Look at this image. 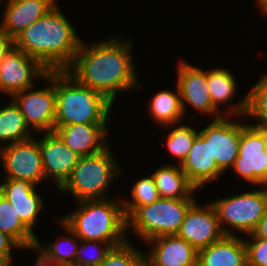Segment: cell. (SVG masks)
Instances as JSON below:
<instances>
[{"label":"cell","instance_id":"cell-4","mask_svg":"<svg viewBox=\"0 0 267 266\" xmlns=\"http://www.w3.org/2000/svg\"><path fill=\"white\" fill-rule=\"evenodd\" d=\"M113 104L101 93L80 84L66 70L56 71L55 126L107 123Z\"/></svg>","mask_w":267,"mask_h":266},{"label":"cell","instance_id":"cell-25","mask_svg":"<svg viewBox=\"0 0 267 266\" xmlns=\"http://www.w3.org/2000/svg\"><path fill=\"white\" fill-rule=\"evenodd\" d=\"M176 91L161 90L150 100V115L164 127L178 124L184 115L178 85Z\"/></svg>","mask_w":267,"mask_h":266},{"label":"cell","instance_id":"cell-1","mask_svg":"<svg viewBox=\"0 0 267 266\" xmlns=\"http://www.w3.org/2000/svg\"><path fill=\"white\" fill-rule=\"evenodd\" d=\"M131 47V40L124 43L115 36L90 45L81 41L74 61L66 71L80 84L101 93L113 103L119 91L139 88Z\"/></svg>","mask_w":267,"mask_h":266},{"label":"cell","instance_id":"cell-28","mask_svg":"<svg viewBox=\"0 0 267 266\" xmlns=\"http://www.w3.org/2000/svg\"><path fill=\"white\" fill-rule=\"evenodd\" d=\"M207 81L213 106L219 111V106L224 102L226 104L235 95L236 80L229 70L215 68L207 71Z\"/></svg>","mask_w":267,"mask_h":266},{"label":"cell","instance_id":"cell-27","mask_svg":"<svg viewBox=\"0 0 267 266\" xmlns=\"http://www.w3.org/2000/svg\"><path fill=\"white\" fill-rule=\"evenodd\" d=\"M30 127L27 125L18 106L11 100L10 105L0 107V141L11 143L21 142L32 138Z\"/></svg>","mask_w":267,"mask_h":266},{"label":"cell","instance_id":"cell-24","mask_svg":"<svg viewBox=\"0 0 267 266\" xmlns=\"http://www.w3.org/2000/svg\"><path fill=\"white\" fill-rule=\"evenodd\" d=\"M0 231L13 238L24 249L35 247L37 239L20 219L14 206L0 193Z\"/></svg>","mask_w":267,"mask_h":266},{"label":"cell","instance_id":"cell-7","mask_svg":"<svg viewBox=\"0 0 267 266\" xmlns=\"http://www.w3.org/2000/svg\"><path fill=\"white\" fill-rule=\"evenodd\" d=\"M211 204L216 210L219 225L224 235H234L230 228L227 229L226 224L230 225L232 229L248 235L254 231L265 213L267 186H262L260 190L249 191L230 198L214 200Z\"/></svg>","mask_w":267,"mask_h":266},{"label":"cell","instance_id":"cell-6","mask_svg":"<svg viewBox=\"0 0 267 266\" xmlns=\"http://www.w3.org/2000/svg\"><path fill=\"white\" fill-rule=\"evenodd\" d=\"M194 203L195 198H159L138 207L127 217V232L132 229L144 242L160 236L177 235Z\"/></svg>","mask_w":267,"mask_h":266},{"label":"cell","instance_id":"cell-31","mask_svg":"<svg viewBox=\"0 0 267 266\" xmlns=\"http://www.w3.org/2000/svg\"><path fill=\"white\" fill-rule=\"evenodd\" d=\"M145 254L138 252L127 240L112 247L98 266H146Z\"/></svg>","mask_w":267,"mask_h":266},{"label":"cell","instance_id":"cell-40","mask_svg":"<svg viewBox=\"0 0 267 266\" xmlns=\"http://www.w3.org/2000/svg\"><path fill=\"white\" fill-rule=\"evenodd\" d=\"M264 151L267 154V130L265 129V146H264Z\"/></svg>","mask_w":267,"mask_h":266},{"label":"cell","instance_id":"cell-39","mask_svg":"<svg viewBox=\"0 0 267 266\" xmlns=\"http://www.w3.org/2000/svg\"><path fill=\"white\" fill-rule=\"evenodd\" d=\"M0 266H10V264L5 259H0Z\"/></svg>","mask_w":267,"mask_h":266},{"label":"cell","instance_id":"cell-10","mask_svg":"<svg viewBox=\"0 0 267 266\" xmlns=\"http://www.w3.org/2000/svg\"><path fill=\"white\" fill-rule=\"evenodd\" d=\"M5 178L28 180L35 186L45 180L38 140L30 138L0 147Z\"/></svg>","mask_w":267,"mask_h":266},{"label":"cell","instance_id":"cell-32","mask_svg":"<svg viewBox=\"0 0 267 266\" xmlns=\"http://www.w3.org/2000/svg\"><path fill=\"white\" fill-rule=\"evenodd\" d=\"M81 242L82 243L79 244L81 245V247L78 246L77 255L75 258V266H98L105 259L107 253L113 247L110 243L101 241L81 240ZM90 245L91 247L94 246L93 248H95L96 253L92 251V254H90V256L88 255V257H83L84 255L89 254L87 250L90 248ZM101 245H103V247L100 248Z\"/></svg>","mask_w":267,"mask_h":266},{"label":"cell","instance_id":"cell-18","mask_svg":"<svg viewBox=\"0 0 267 266\" xmlns=\"http://www.w3.org/2000/svg\"><path fill=\"white\" fill-rule=\"evenodd\" d=\"M5 179L0 184V193L14 206L21 221L32 231L44 205L35 191L36 186L28 180Z\"/></svg>","mask_w":267,"mask_h":266},{"label":"cell","instance_id":"cell-2","mask_svg":"<svg viewBox=\"0 0 267 266\" xmlns=\"http://www.w3.org/2000/svg\"><path fill=\"white\" fill-rule=\"evenodd\" d=\"M70 23L56 4L14 38L15 48L48 71L67 70L82 41Z\"/></svg>","mask_w":267,"mask_h":266},{"label":"cell","instance_id":"cell-5","mask_svg":"<svg viewBox=\"0 0 267 266\" xmlns=\"http://www.w3.org/2000/svg\"><path fill=\"white\" fill-rule=\"evenodd\" d=\"M120 171L107 147L102 152L81 156L69 178L58 190L70 192L76 201L106 199V190Z\"/></svg>","mask_w":267,"mask_h":266},{"label":"cell","instance_id":"cell-30","mask_svg":"<svg viewBox=\"0 0 267 266\" xmlns=\"http://www.w3.org/2000/svg\"><path fill=\"white\" fill-rule=\"evenodd\" d=\"M199 134V130H195L190 125H180L177 128L170 131L167 136L166 147L168 151L175 157L178 158L179 164L187 158L189 150L196 137Z\"/></svg>","mask_w":267,"mask_h":266},{"label":"cell","instance_id":"cell-8","mask_svg":"<svg viewBox=\"0 0 267 266\" xmlns=\"http://www.w3.org/2000/svg\"><path fill=\"white\" fill-rule=\"evenodd\" d=\"M43 79L51 83L49 87L35 91L30 87L11 96L27 125L39 133L54 132L56 116V71H49Z\"/></svg>","mask_w":267,"mask_h":266},{"label":"cell","instance_id":"cell-26","mask_svg":"<svg viewBox=\"0 0 267 266\" xmlns=\"http://www.w3.org/2000/svg\"><path fill=\"white\" fill-rule=\"evenodd\" d=\"M58 221L71 237L67 235L61 236L60 238H62V240L59 239L54 243H50L47 247L42 246L39 240H37L35 247H33L32 250L41 252L47 259L51 260L57 266H75V258L79 246L78 243H81V240L60 219ZM66 242H70L71 244L68 243V245H66ZM66 246H69V248L66 249Z\"/></svg>","mask_w":267,"mask_h":266},{"label":"cell","instance_id":"cell-33","mask_svg":"<svg viewBox=\"0 0 267 266\" xmlns=\"http://www.w3.org/2000/svg\"><path fill=\"white\" fill-rule=\"evenodd\" d=\"M252 240H244L248 266H267V239L248 234Z\"/></svg>","mask_w":267,"mask_h":266},{"label":"cell","instance_id":"cell-9","mask_svg":"<svg viewBox=\"0 0 267 266\" xmlns=\"http://www.w3.org/2000/svg\"><path fill=\"white\" fill-rule=\"evenodd\" d=\"M264 146L265 129L248 124L241 131L238 157L231 168L251 185L267 186V154Z\"/></svg>","mask_w":267,"mask_h":266},{"label":"cell","instance_id":"cell-29","mask_svg":"<svg viewBox=\"0 0 267 266\" xmlns=\"http://www.w3.org/2000/svg\"><path fill=\"white\" fill-rule=\"evenodd\" d=\"M131 194L133 197L132 200L126 199L125 201L124 199V202H122L126 218L136 208L151 204L161 198L152 174L150 177H143L136 181L131 190Z\"/></svg>","mask_w":267,"mask_h":266},{"label":"cell","instance_id":"cell-13","mask_svg":"<svg viewBox=\"0 0 267 266\" xmlns=\"http://www.w3.org/2000/svg\"><path fill=\"white\" fill-rule=\"evenodd\" d=\"M177 235L200 250L220 240L224 233L213 205L201 206L195 202L186 213Z\"/></svg>","mask_w":267,"mask_h":266},{"label":"cell","instance_id":"cell-34","mask_svg":"<svg viewBox=\"0 0 267 266\" xmlns=\"http://www.w3.org/2000/svg\"><path fill=\"white\" fill-rule=\"evenodd\" d=\"M21 246L9 235L0 231V259H5L9 264L11 263V255L13 248H20Z\"/></svg>","mask_w":267,"mask_h":266},{"label":"cell","instance_id":"cell-35","mask_svg":"<svg viewBox=\"0 0 267 266\" xmlns=\"http://www.w3.org/2000/svg\"><path fill=\"white\" fill-rule=\"evenodd\" d=\"M15 47L14 39L0 28V61Z\"/></svg>","mask_w":267,"mask_h":266},{"label":"cell","instance_id":"cell-37","mask_svg":"<svg viewBox=\"0 0 267 266\" xmlns=\"http://www.w3.org/2000/svg\"><path fill=\"white\" fill-rule=\"evenodd\" d=\"M35 266H57L51 260L47 259L41 252L37 256Z\"/></svg>","mask_w":267,"mask_h":266},{"label":"cell","instance_id":"cell-21","mask_svg":"<svg viewBox=\"0 0 267 266\" xmlns=\"http://www.w3.org/2000/svg\"><path fill=\"white\" fill-rule=\"evenodd\" d=\"M197 266H248L244 240L236 235H224L198 250Z\"/></svg>","mask_w":267,"mask_h":266},{"label":"cell","instance_id":"cell-3","mask_svg":"<svg viewBox=\"0 0 267 266\" xmlns=\"http://www.w3.org/2000/svg\"><path fill=\"white\" fill-rule=\"evenodd\" d=\"M78 205L75 211L60 220L80 240L106 242L113 247L127 241V218L122 202L106 198L82 200Z\"/></svg>","mask_w":267,"mask_h":266},{"label":"cell","instance_id":"cell-17","mask_svg":"<svg viewBox=\"0 0 267 266\" xmlns=\"http://www.w3.org/2000/svg\"><path fill=\"white\" fill-rule=\"evenodd\" d=\"M54 131L65 144L80 156H90L106 149L107 123L55 126Z\"/></svg>","mask_w":267,"mask_h":266},{"label":"cell","instance_id":"cell-12","mask_svg":"<svg viewBox=\"0 0 267 266\" xmlns=\"http://www.w3.org/2000/svg\"><path fill=\"white\" fill-rule=\"evenodd\" d=\"M227 118L222 116L213 119L199 132L206 141H210L212 157H215L218 167L223 172L230 169L238 157L241 131L248 125L239 121L232 122L229 117Z\"/></svg>","mask_w":267,"mask_h":266},{"label":"cell","instance_id":"cell-15","mask_svg":"<svg viewBox=\"0 0 267 266\" xmlns=\"http://www.w3.org/2000/svg\"><path fill=\"white\" fill-rule=\"evenodd\" d=\"M44 134L38 143L45 179L52 178L59 189L69 178L81 156L72 151L55 131Z\"/></svg>","mask_w":267,"mask_h":266},{"label":"cell","instance_id":"cell-16","mask_svg":"<svg viewBox=\"0 0 267 266\" xmlns=\"http://www.w3.org/2000/svg\"><path fill=\"white\" fill-rule=\"evenodd\" d=\"M153 246L147 253L146 266H197L198 250L178 235L152 238Z\"/></svg>","mask_w":267,"mask_h":266},{"label":"cell","instance_id":"cell-22","mask_svg":"<svg viewBox=\"0 0 267 266\" xmlns=\"http://www.w3.org/2000/svg\"><path fill=\"white\" fill-rule=\"evenodd\" d=\"M161 198L183 199L194 198L197 189L189 182L181 165H166L152 174Z\"/></svg>","mask_w":267,"mask_h":266},{"label":"cell","instance_id":"cell-14","mask_svg":"<svg viewBox=\"0 0 267 266\" xmlns=\"http://www.w3.org/2000/svg\"><path fill=\"white\" fill-rule=\"evenodd\" d=\"M177 78L184 115L186 105L190 104L199 113L213 114L214 119L225 116L219 114L221 112L213 106L208 89L207 71L183 61L179 63Z\"/></svg>","mask_w":267,"mask_h":266},{"label":"cell","instance_id":"cell-11","mask_svg":"<svg viewBox=\"0 0 267 266\" xmlns=\"http://www.w3.org/2000/svg\"><path fill=\"white\" fill-rule=\"evenodd\" d=\"M48 72L37 59L14 47L0 61V92L11 97L14 93L34 87L32 80L43 79Z\"/></svg>","mask_w":267,"mask_h":266},{"label":"cell","instance_id":"cell-20","mask_svg":"<svg viewBox=\"0 0 267 266\" xmlns=\"http://www.w3.org/2000/svg\"><path fill=\"white\" fill-rule=\"evenodd\" d=\"M56 0H8L0 28L13 39L45 15Z\"/></svg>","mask_w":267,"mask_h":266},{"label":"cell","instance_id":"cell-23","mask_svg":"<svg viewBox=\"0 0 267 266\" xmlns=\"http://www.w3.org/2000/svg\"><path fill=\"white\" fill-rule=\"evenodd\" d=\"M231 113L234 116L258 118L260 122L251 125L267 130V73L261 76L240 103L238 101V104H233L232 110L229 109L226 114L230 117Z\"/></svg>","mask_w":267,"mask_h":266},{"label":"cell","instance_id":"cell-38","mask_svg":"<svg viewBox=\"0 0 267 266\" xmlns=\"http://www.w3.org/2000/svg\"><path fill=\"white\" fill-rule=\"evenodd\" d=\"M257 4L262 13H267V0H257Z\"/></svg>","mask_w":267,"mask_h":266},{"label":"cell","instance_id":"cell-36","mask_svg":"<svg viewBox=\"0 0 267 266\" xmlns=\"http://www.w3.org/2000/svg\"><path fill=\"white\" fill-rule=\"evenodd\" d=\"M252 234L258 238L267 239V207Z\"/></svg>","mask_w":267,"mask_h":266},{"label":"cell","instance_id":"cell-19","mask_svg":"<svg viewBox=\"0 0 267 266\" xmlns=\"http://www.w3.org/2000/svg\"><path fill=\"white\" fill-rule=\"evenodd\" d=\"M181 169L196 189L224 173L218 167L215 157H212L210 141H206L200 134L194 140Z\"/></svg>","mask_w":267,"mask_h":266}]
</instances>
